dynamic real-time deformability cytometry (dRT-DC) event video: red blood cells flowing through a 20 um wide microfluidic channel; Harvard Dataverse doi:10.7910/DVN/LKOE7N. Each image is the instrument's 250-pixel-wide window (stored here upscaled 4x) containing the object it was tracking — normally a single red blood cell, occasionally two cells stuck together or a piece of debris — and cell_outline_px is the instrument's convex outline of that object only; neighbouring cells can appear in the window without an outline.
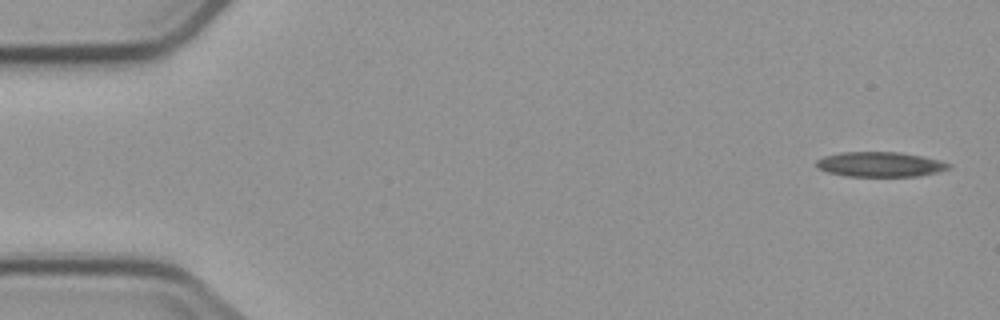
{"species": "common noctule bat (a hibernating species)", "species_latin": "Nyctalus noctula", "temperature_condition": "cold", "stored_images_in_passage": 4, "camera_frame_rate_fps": 3000, "um_per_image_px": 0.085, "animal": {"sex": "male", "body_mass_g": 23.1, "forearm_length_mm": 52.7}, "frame": {"image": 1, "passage_image": 1, "time_ms": 0.0, "image_size_px": [1000, 320], "cell_outline_px": [[952, 164], [948, 168], [936, 172], [920, 176], [848, 176], [828, 172], [816, 168], [816, 160], [824, 156], [840, 152], [900, 152], [940, 160]], "centroid_in_image_um": [74.78, 13.96], "position_along_channel_um": 10.2, "area_um2": 19.13}}
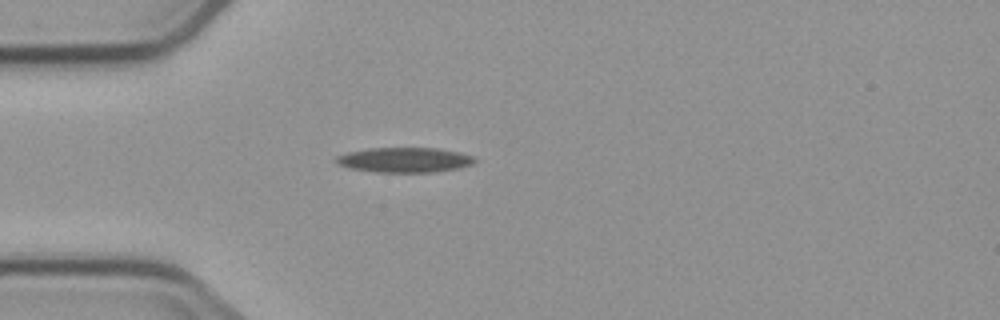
{"frame": {"image": 2, "passage_image": 4, "time_ms": 4.333, "image_size_px": [1000, 320], "cell_outline_px": [[476, 160], [472, 164], [460, 168], [436, 172], [376, 172], [348, 168], [336, 164], [336, 156], [348, 152], [368, 148], [436, 148], [460, 152], [472, 156]], "centroid_in_image_um": [34.37, 13.59], "position_along_channel_um": 50.6, "area_um2": 20.23}}